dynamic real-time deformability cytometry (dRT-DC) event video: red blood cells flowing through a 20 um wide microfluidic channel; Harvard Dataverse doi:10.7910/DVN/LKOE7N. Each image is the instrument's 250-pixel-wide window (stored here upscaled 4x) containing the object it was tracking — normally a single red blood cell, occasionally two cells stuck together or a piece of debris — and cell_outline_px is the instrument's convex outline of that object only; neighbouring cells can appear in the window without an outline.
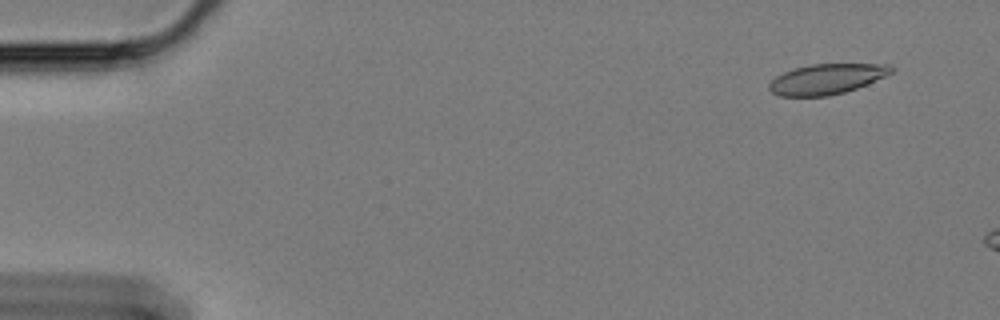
{"species": "Egyptian fruit bat (a non-hibernating species)", "species_latin": "Rousettus aegyptiacus", "temperature_condition": "cold", "stored_images_in_passage": 8, "camera_frame_rate_fps": 3000, "um_per_image_px": 0.085, "animal": {"sex": "female"}, "frame": {"image": 1, "passage_image": 2, "time_ms": 0.333, "image_size_px": [1000, 320], "cell_outline_px": [[892, 72], [884, 76], [856, 88], [844, 92], [828, 96], [780, 96], [772, 92], [768, 88], [768, 84], [776, 76], [784, 72], [796, 68], [812, 64], [888, 64], [892, 68]], "centroid_in_image_um": [70.22, 6.72], "position_along_channel_um": 14.8, "area_um2": 21.21}}